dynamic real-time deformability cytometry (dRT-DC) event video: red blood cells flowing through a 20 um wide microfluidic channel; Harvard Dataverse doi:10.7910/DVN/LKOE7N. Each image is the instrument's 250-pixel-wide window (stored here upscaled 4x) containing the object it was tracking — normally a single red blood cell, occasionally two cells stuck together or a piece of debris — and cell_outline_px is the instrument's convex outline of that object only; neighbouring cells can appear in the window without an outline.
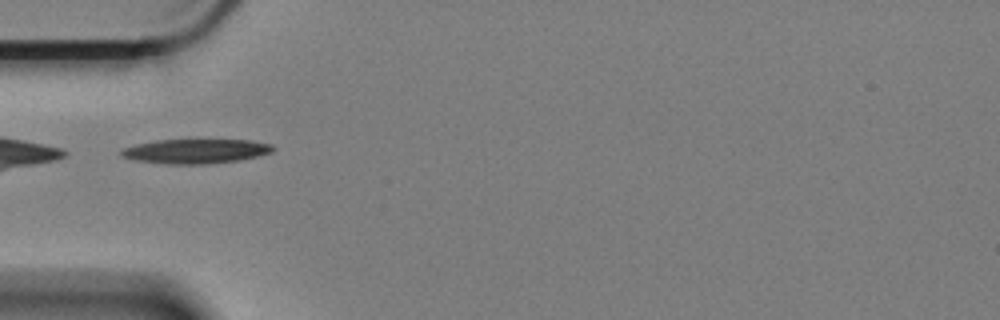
{"species": "Egyptian fruit bat (a non-hibernating species)", "species_latin": "Rousettus aegyptiacus", "temperature_condition": "cold", "stored_images_in_passage": 42, "camera_frame_rate_fps": 3000, "um_per_image_px": 0.085, "animal": {"sex": "female"}, "frame": {"image": 1, "passage_image": 1, "time_ms": 0.0, "image_size_px": [1000, 320], "cell_outline_px": [[276, 148], [272, 152], [240, 160], [204, 164], [172, 164], [136, 160], [120, 156], [120, 152], [124, 148], [136, 144], [156, 140], [252, 140], [272, 144]], "centroid_in_image_um": [16.66, 12.84], "position_along_channel_um": 68.3, "area_um2": 21.5}}
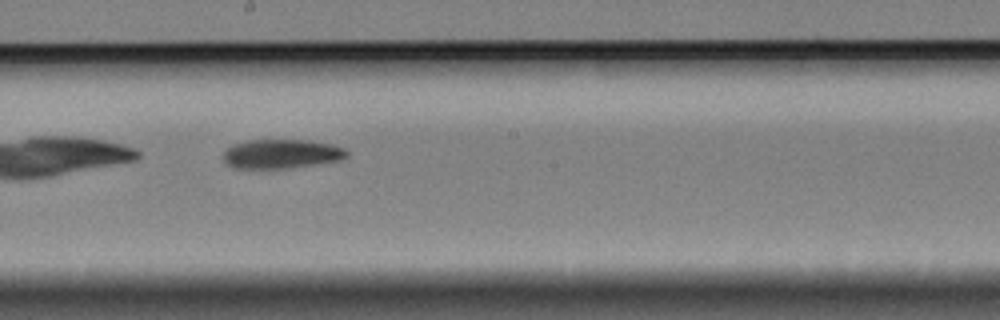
{"frame": {"image": 2, "passage_image": 15, "time_ms": 4.667, "image_size_px": [1000, 320], "cell_outline_px": [[348, 156], [340, 160], [288, 168], [232, 168], [224, 164], [224, 152], [232, 144], [248, 140], [308, 140], [328, 144], [344, 148], [348, 152]], "centroid_in_image_um": [23.88, 13.08], "position_along_channel_um": 224.3, "area_um2": 20.92}}
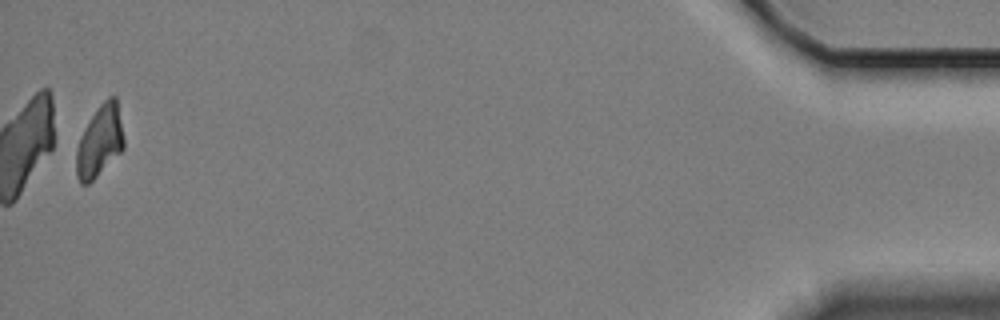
{"frame": {"image": 3, "passage_image": 41, "time_ms": 13.333, "image_size_px": [1000, 320], "cell_outline_px": [[124, 148], [88, 184], [80, 184], [76, 176], [76, 148], [80, 136], [84, 128], [100, 104], [108, 96], [116, 96], [124, 140]], "centroid_in_image_um": [8.45, 12.0], "position_along_channel_um": 426.7, "area_um2": 19.54}, "authors_computed_cell_mechanics": {"area_um2": 20.9236, "velocity_mm_per_s": 3.3338, "shape_relaxation_time_tau1_ms": 8.5533, "shape_relaxation_time_tau2_ms": 8.0654, "deformation_change_tau1": 0.2013, "deformation_change_tau2": 0.1301}}